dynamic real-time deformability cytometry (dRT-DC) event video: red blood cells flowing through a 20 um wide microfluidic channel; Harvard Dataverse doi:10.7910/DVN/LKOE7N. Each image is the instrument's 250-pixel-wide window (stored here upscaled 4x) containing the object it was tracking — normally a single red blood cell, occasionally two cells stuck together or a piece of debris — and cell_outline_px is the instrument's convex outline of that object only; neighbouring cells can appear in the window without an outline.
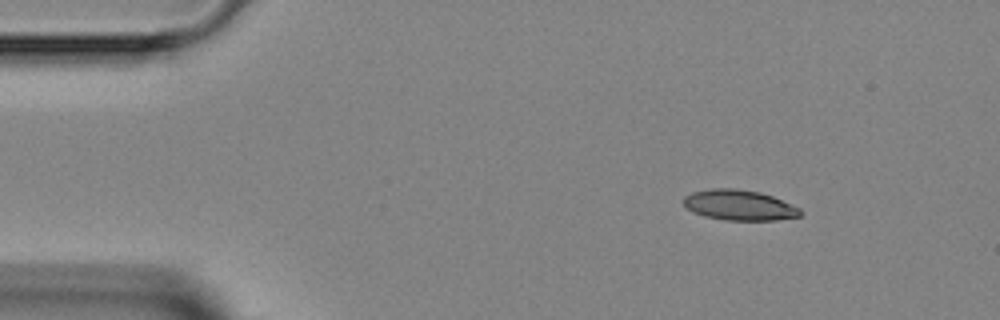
{"species": "Egyptian fruit bat (a non-hibernating species)", "species_latin": "Rousettus aegyptiacus", "temperature_condition": "room temperature", "stored_images_in_passage": 41, "camera_frame_rate_fps": 3000, "um_per_image_px": 0.085, "animal": {"sex": "female"}, "frame": {"image": 1, "passage_image": 1, "time_ms": 0.0, "image_size_px": [1000, 320], "cell_outline_px": [[804, 212], [800, 216], [776, 220], [724, 220], [704, 216], [692, 212], [684, 204], [684, 196], [692, 192], [712, 188], [736, 188], [760, 192], [772, 196], [800, 208]], "centroid_in_image_um": [62.84, 17.43], "position_along_channel_um": 22.2, "area_um2": 20.75}}
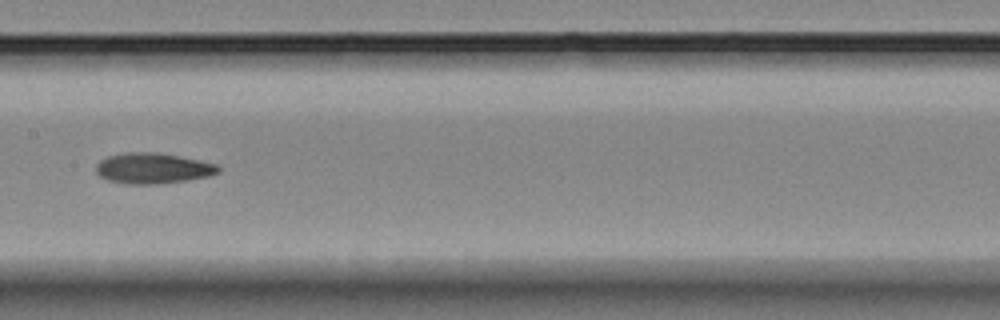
{"frame": {"image": 2, "passage_image": 18, "time_ms": 5.667, "image_size_px": [1000, 320], "cell_outline_px": [[220, 172], [208, 176], [184, 180], [156, 184], [128, 184], [108, 180], [100, 176], [96, 172], [96, 164], [100, 160], [108, 156], [124, 152], [156, 152], [180, 156], [200, 160], [216, 164], [220, 168]], "centroid_in_image_um": [12.97, 14.29], "position_along_channel_um": 194.4, "area_um2": 21.79}}
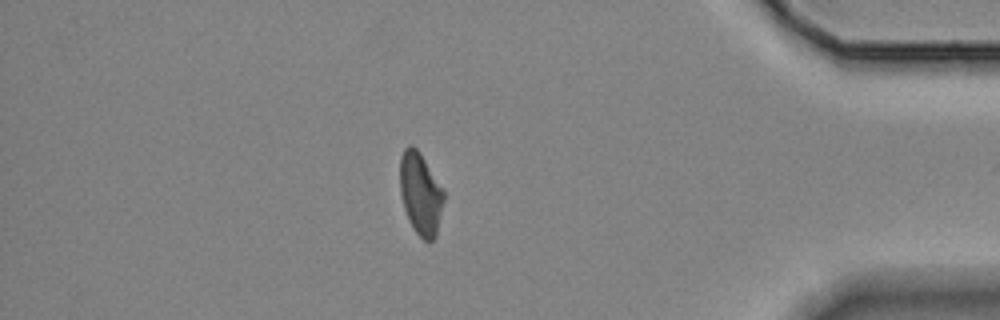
{"frame": {"image": 3, "passage_image": 35, "time_ms": 11.333, "image_size_px": [1000, 320], "cell_outline_px": [[444, 200], [436, 236], [432, 240], [424, 240], [416, 232], [408, 220], [404, 208], [400, 192], [400, 156], [404, 148], [408, 144], [412, 144], [420, 152], [444, 188]], "centroid_in_image_um": [35.75, 16.41], "position_along_channel_um": 399.5, "area_um2": 21.21}}